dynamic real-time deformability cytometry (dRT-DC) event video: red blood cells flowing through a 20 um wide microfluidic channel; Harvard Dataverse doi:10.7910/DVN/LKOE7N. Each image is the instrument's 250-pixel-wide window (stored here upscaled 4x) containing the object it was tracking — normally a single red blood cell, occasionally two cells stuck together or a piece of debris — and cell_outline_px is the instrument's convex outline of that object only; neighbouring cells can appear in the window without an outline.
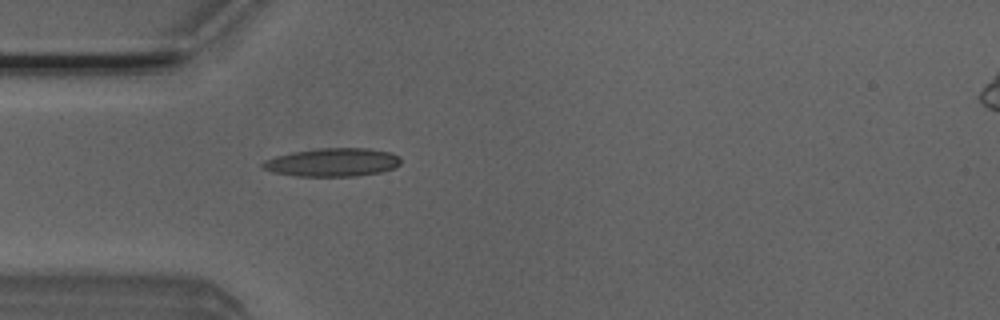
{"species": "Egyptian fruit bat (a non-hibernating species)", "species_latin": "Rousettus aegyptiacus", "temperature_condition": "room temperature", "stored_images_in_passage": 38, "camera_frame_rate_fps": 3000, "um_per_image_px": 0.085, "animal": {"sex": "male"}, "frame": {"image": 1, "passage_image": 2, "time_ms": 0.333, "image_size_px": [1000, 320], "cell_outline_px": [[400, 164], [392, 168], [380, 172], [356, 176], [296, 176], [272, 172], [260, 168], [260, 164], [264, 160], [276, 156], [292, 152], [320, 148], [368, 148], [392, 152], [400, 156]], "centroid_in_image_um": [28.24, 13.79], "position_along_channel_um": 56.8, "area_um2": 22.95}}
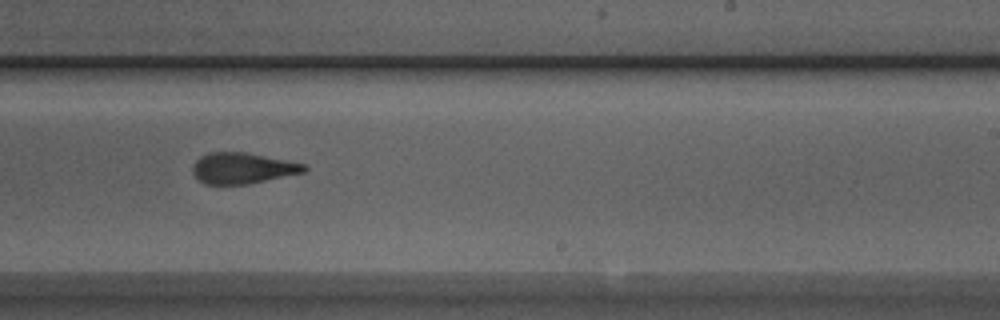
{"frame": {"image": 2, "passage_image": 18, "time_ms": 5.667, "image_size_px": [1000, 320], "cell_outline_px": [[308, 168], [304, 172], [248, 184], [204, 184], [192, 172], [192, 164], [200, 156], [208, 152], [244, 152], [304, 164]], "centroid_in_image_um": [20.56, 14.29], "position_along_channel_um": 268.4, "area_um2": 19.88}}
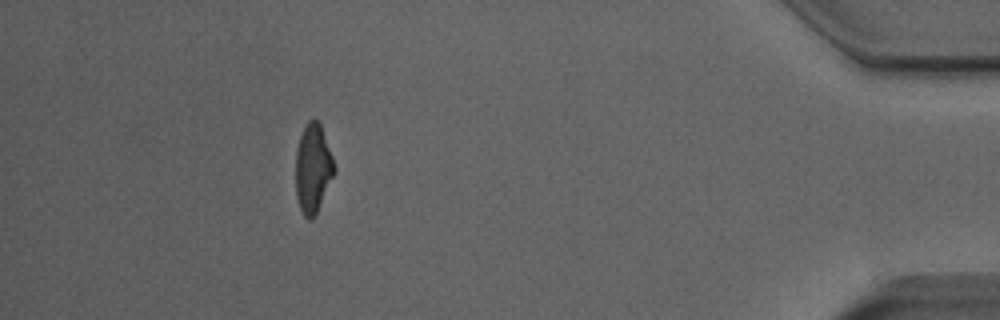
{"frame": {"image": 3, "passage_image": 33, "time_ms": 10.667, "image_size_px": [1000, 320], "cell_outline_px": [[336, 172], [312, 220], [308, 220], [304, 216], [300, 208], [296, 196], [296, 152], [300, 136], [308, 120], [312, 116], [320, 124], [332, 156], [336, 168]], "centroid_in_image_um": [26.6, 14.31], "position_along_channel_um": 408.6, "area_um2": 19.88}, "authors_computed_cell_mechanics": {"area_um2": 20.8369, "velocity_mm_per_s": 4.0209, "shape_relaxation_time_tau1_ms": null, "shape_relaxation_time_tau2_ms": 1.8946, "deformation_change_tau1": null, "deformation_change_tau2": 0.1111}}